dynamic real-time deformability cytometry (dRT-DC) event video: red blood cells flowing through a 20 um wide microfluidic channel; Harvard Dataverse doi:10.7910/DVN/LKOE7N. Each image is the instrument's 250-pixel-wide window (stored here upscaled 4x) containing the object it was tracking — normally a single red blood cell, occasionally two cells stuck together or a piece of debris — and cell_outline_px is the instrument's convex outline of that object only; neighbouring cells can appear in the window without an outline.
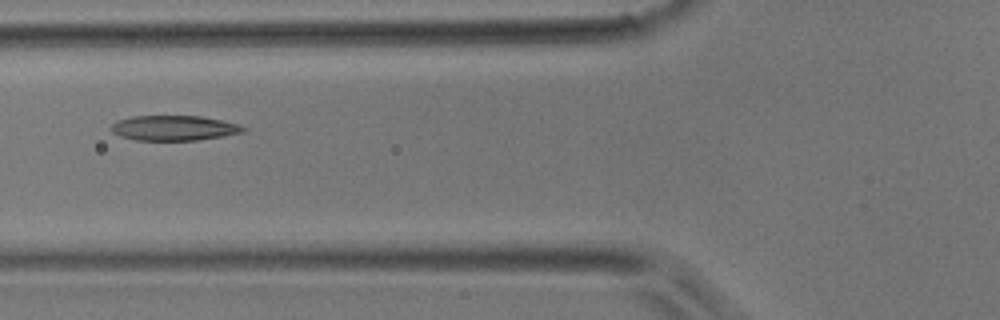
{"species": "common noctule bat (a hibernating species)", "species_latin": "Nyctalus noctula", "temperature_condition": "room temperature", "stored_images_in_passage": 4, "camera_frame_rate_fps": 3000, "um_per_image_px": 0.085, "animal": {"sex": "male", "body_mass_g": 17.9}, "frame": {"image": 1, "passage_image": 4, "time_ms": 1.0, "image_size_px": [1000, 320], "cell_outline_px": [[248, 128], [244, 132], [196, 140], [136, 140], [120, 136], [112, 132], [112, 124], [116, 120], [132, 116], [200, 116], [240, 124]], "centroid_in_image_um": [14.78, 10.87], "position_along_channel_um": 111.0, "area_um2": 19.19}}